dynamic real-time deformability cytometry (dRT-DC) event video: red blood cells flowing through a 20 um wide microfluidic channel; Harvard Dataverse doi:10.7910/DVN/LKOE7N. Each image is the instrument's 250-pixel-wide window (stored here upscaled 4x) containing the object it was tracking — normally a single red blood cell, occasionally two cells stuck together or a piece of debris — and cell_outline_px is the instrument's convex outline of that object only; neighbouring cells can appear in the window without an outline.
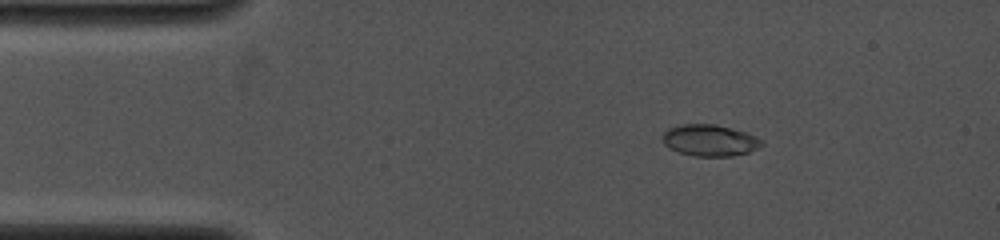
{"species": "common noctule bat (a hibernating species)", "species_latin": "Nyctalus noctula", "temperature_condition": "cold", "stored_images_in_passage": 5, "camera_frame_rate_fps": 4000, "um_per_image_px": 0.085, "animal": {"sex": "female", "body_mass_g": 19.0, "forearm_length_mm": 53.3}, "frame": {"image": 1, "passage_image": 3, "time_ms": 1.75, "image_size_px": [1000, 240], "cell_outline_px": [[764, 144], [748, 152], [732, 156], [696, 156], [680, 152], [668, 148], [664, 144], [664, 132], [668, 128], [680, 124], [716, 124], [744, 132], [756, 136]], "centroid_in_image_um": [60.31, 11.92], "position_along_channel_um": 24.7, "area_um2": 17.98}}